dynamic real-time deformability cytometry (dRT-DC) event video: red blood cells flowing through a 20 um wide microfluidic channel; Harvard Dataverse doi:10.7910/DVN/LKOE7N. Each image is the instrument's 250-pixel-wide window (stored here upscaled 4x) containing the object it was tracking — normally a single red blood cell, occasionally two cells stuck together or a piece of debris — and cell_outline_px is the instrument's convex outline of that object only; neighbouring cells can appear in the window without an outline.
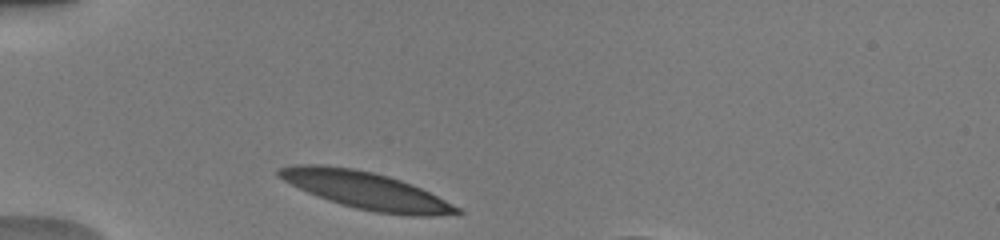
{"species": "human", "species_latin": "Homo sapiens", "temperature_condition": "warm", "stored_images_in_passage": 30, "camera_frame_rate_fps": 3000, "um_per_image_px": 0.085, "donor": {"sex": "male"}, "frame": {"image": 1, "passage_image": 1, "time_ms": 0.0, "image_size_px": [1000, 240], "cell_outline_px": [[464, 212], [432, 216], [408, 216], [376, 212], [356, 208], [328, 200], [316, 196], [276, 176], [276, 172], [280, 168], [292, 164], [316, 164], [352, 168], [372, 172], [388, 176], [400, 180], [420, 188], [460, 208]], "centroid_in_image_um": [31.07, 16.18], "position_along_channel_um": 53.9, "area_um2": 38.03}}
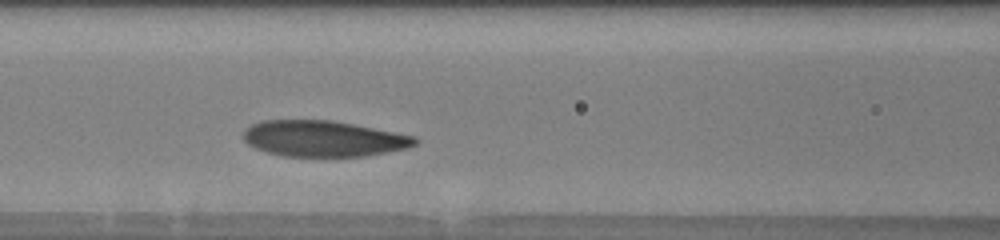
{"frame": {"image": 2, "passage_image": 9, "time_ms": 2.667, "image_size_px": [1000, 240], "cell_outline_px": [[416, 144], [408, 148], [388, 152], [364, 156], [284, 156], [268, 152], [256, 148], [248, 144], [244, 140], [244, 128], [260, 120], [332, 120], [416, 136]], "centroid_in_image_um": [27.48, 11.77], "position_along_channel_um": 139.1, "area_um2": 35.89}}
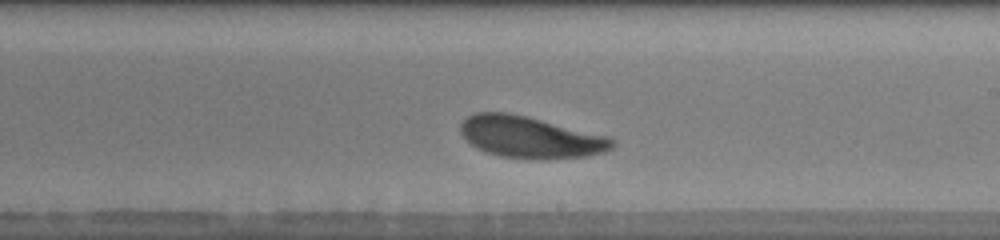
{"frame": {"image": 3, "passage_image": 17, "time_ms": 5.333, "image_size_px": [1000, 240], "cell_outline_px": [[616, 144], [612, 148], [604, 152], [584, 156], [544, 160], [540, 160], [500, 156], [488, 152], [472, 144], [460, 132], [460, 124], [468, 116], [476, 112], [508, 112], [528, 116], [608, 136], [616, 140]], "centroid_in_image_um": [45.12, 11.65], "position_along_channel_um": 243.9, "area_um2": 36.82}, "authors_computed_cell_mechanics": {"area_um2": 36.992, "velocity_mm_per_s": 3.9352, "shape_relaxation_time_tau1_ms": 1.6434, "shape_relaxation_time_tau2_ms": 7.2982, "deformation_change_tau1": 0.1333, "deformation_change_tau2": 0.1808}}